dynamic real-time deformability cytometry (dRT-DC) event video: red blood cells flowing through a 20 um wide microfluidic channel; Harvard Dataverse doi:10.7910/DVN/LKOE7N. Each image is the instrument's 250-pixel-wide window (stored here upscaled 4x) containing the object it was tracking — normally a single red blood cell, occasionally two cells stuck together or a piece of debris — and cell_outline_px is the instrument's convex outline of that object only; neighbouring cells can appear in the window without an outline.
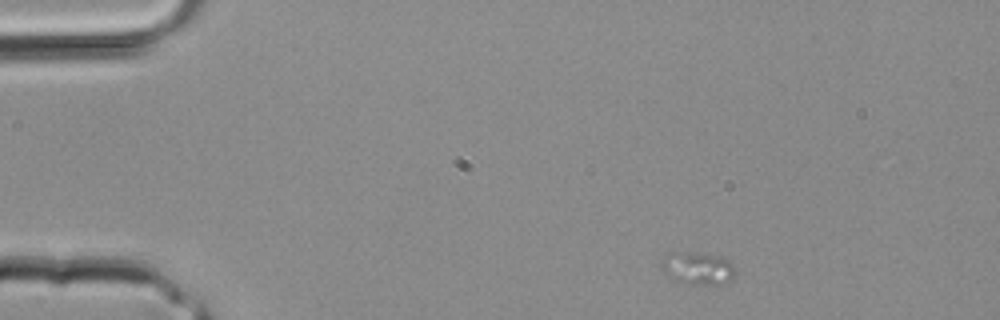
{"species": "common noctule bat (a hibernating species)", "species_latin": "Nyctalus noctula", "temperature_condition": "room temperature", "stored_images_in_passage": 3, "segment_of_instrument_passage": [1, 2], "camera_frame_rate_fps": 3000, "um_per_image_px": 0.085, "animal": {"sex": "male", "body_mass_g": 20.4}, "frame": {"image": 1, "passage_image": 1, "time_ms": 0.0, "image_size_px": [1000, 320], "cell_outline_px": [[732, 280], [724, 284], [692, 284], [672, 280], [664, 272], [660, 260], [664, 256], [672, 252], [704, 252], [720, 256], [728, 260], [732, 264]], "centroid_in_image_um": [59.27, 22.78], "position_along_channel_um": 25.7, "area_um2": 14.1}}